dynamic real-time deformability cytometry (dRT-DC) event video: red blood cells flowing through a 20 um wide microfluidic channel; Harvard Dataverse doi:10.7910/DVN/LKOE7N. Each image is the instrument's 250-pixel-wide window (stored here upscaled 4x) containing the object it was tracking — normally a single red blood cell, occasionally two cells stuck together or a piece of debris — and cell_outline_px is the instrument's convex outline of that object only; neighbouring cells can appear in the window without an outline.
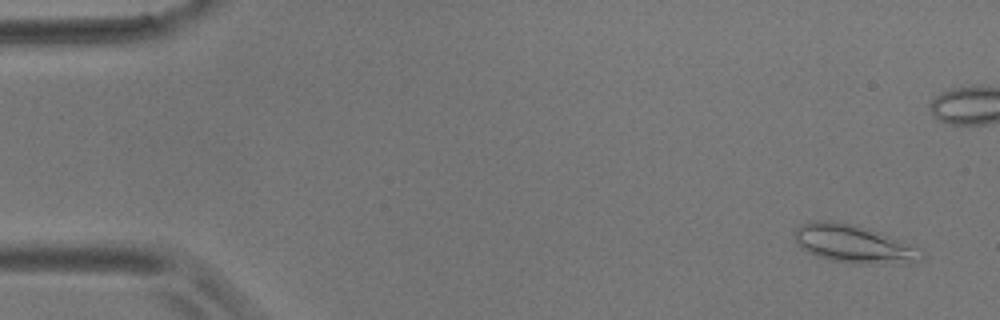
{"species": "common noctule bat (a hibernating species)", "species_latin": "Nyctalus noctula", "temperature_condition": "room temperature", "stored_images_in_passage": 5, "camera_frame_rate_fps": 3000, "um_per_image_px": 0.085, "animal": {"sex": "male", "body_mass_g": 17.9}, "frame": {"image": 1, "passage_image": 1, "time_ms": 0.0, "image_size_px": [1000, 320], "cell_outline_px": [[924, 256], [916, 264], [856, 264], [828, 260], [816, 256], [800, 248], [796, 240], [796, 228], [800, 224], [808, 220], [836, 220], [852, 224], [924, 248]], "centroid_in_image_um": [72.62, 20.76], "position_along_channel_um": 12.4, "area_um2": 28.73}}